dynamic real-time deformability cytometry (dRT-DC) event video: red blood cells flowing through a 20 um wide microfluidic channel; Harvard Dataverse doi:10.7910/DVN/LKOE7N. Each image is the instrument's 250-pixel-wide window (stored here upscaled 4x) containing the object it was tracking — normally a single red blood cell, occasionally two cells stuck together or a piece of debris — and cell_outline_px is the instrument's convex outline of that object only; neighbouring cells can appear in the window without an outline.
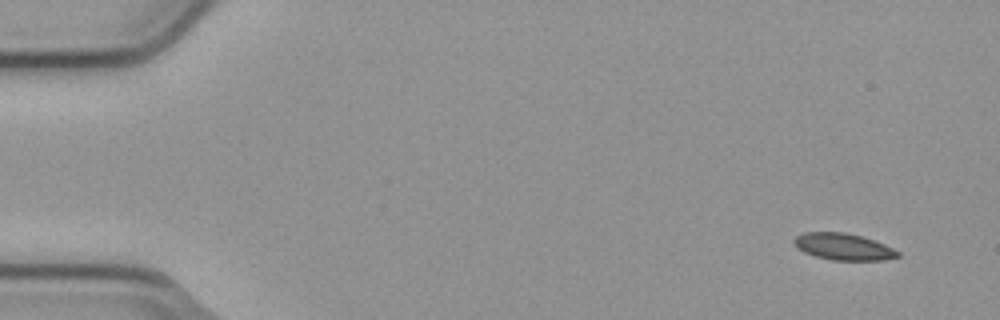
{"species": "common noctule bat (a hibernating species)", "species_latin": "Nyctalus noctula", "temperature_condition": "cold", "stored_images_in_passage": 9, "camera_frame_rate_fps": 3000, "um_per_image_px": 0.085, "animal": {"sex": "male", "body_mass_g": 23.1, "forearm_length_mm": 52.7}, "frame": {"image": 1, "passage_image": 1, "time_ms": 0.0, "image_size_px": [1000, 320], "cell_outline_px": [[900, 256], [884, 260], [832, 260], [816, 256], [804, 252], [796, 248], [792, 240], [796, 236], [804, 232], [844, 232], [860, 236], [884, 244], [900, 252]], "centroid_in_image_um": [71.65, 20.97], "position_along_channel_um": 13.3, "area_um2": 16.07}}
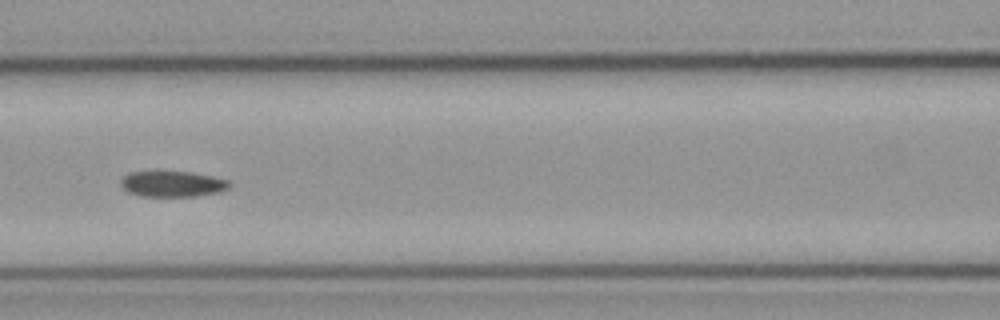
{"frame": {"image": 2, "passage_image": 6, "time_ms": 1.667, "image_size_px": [1000, 320], "cell_outline_px": [[232, 184], [228, 188], [220, 192], [196, 196], [140, 196], [128, 192], [120, 184], [120, 180], [128, 172], [188, 172], [212, 176], [228, 180]], "centroid_in_image_um": [14.66, 15.64], "position_along_channel_um": 151.9, "area_um2": 16.24}}
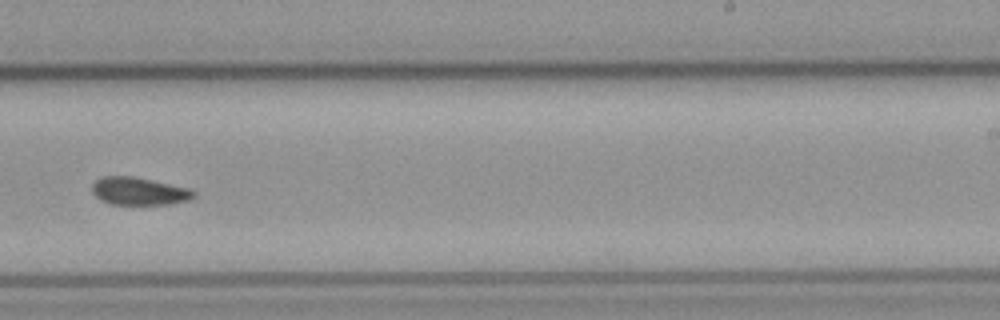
{"frame": {"image": 3, "passage_image": 9, "time_ms": 2.667, "image_size_px": [1000, 320], "cell_outline_px": [[196, 196], [188, 200], [168, 204], [108, 204], [100, 200], [92, 192], [92, 184], [100, 176], [132, 176], [188, 188], [196, 192]], "centroid_in_image_um": [11.78, 16.25], "position_along_channel_um": 277.2, "area_um2": 16.36}}